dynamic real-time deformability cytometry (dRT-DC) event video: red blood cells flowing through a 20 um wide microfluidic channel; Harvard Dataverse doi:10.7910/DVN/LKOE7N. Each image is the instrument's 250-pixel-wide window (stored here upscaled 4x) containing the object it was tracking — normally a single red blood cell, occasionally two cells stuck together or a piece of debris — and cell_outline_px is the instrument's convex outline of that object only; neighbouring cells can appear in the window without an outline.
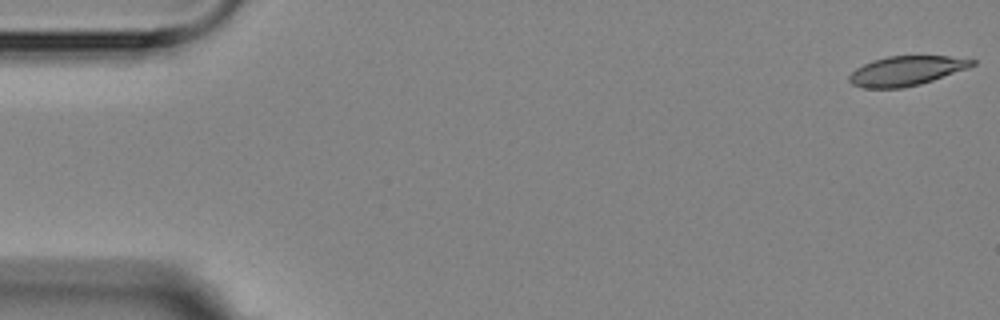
{"species": "Egyptian fruit bat (a non-hibernating species)", "species_latin": "Rousettus aegyptiacus", "temperature_condition": "room temperature", "stored_images_in_passage": 5, "segment_of_instrument_passage": [2, 2], "camera_frame_rate_fps": 3000, "um_per_image_px": 0.085, "animal": {"sex": "female"}, "frame": {"image": 1, "passage_image": 5, "time_ms": 5.333, "image_size_px": [1000, 320], "cell_outline_px": [[976, 64], [968, 68], [920, 84], [904, 88], [864, 88], [852, 84], [848, 80], [848, 76], [856, 68], [872, 60], [888, 56], [948, 56], [976, 60]], "centroid_in_image_um": [77.02, 6.02], "position_along_channel_um": 8.0, "area_um2": 21.1}}